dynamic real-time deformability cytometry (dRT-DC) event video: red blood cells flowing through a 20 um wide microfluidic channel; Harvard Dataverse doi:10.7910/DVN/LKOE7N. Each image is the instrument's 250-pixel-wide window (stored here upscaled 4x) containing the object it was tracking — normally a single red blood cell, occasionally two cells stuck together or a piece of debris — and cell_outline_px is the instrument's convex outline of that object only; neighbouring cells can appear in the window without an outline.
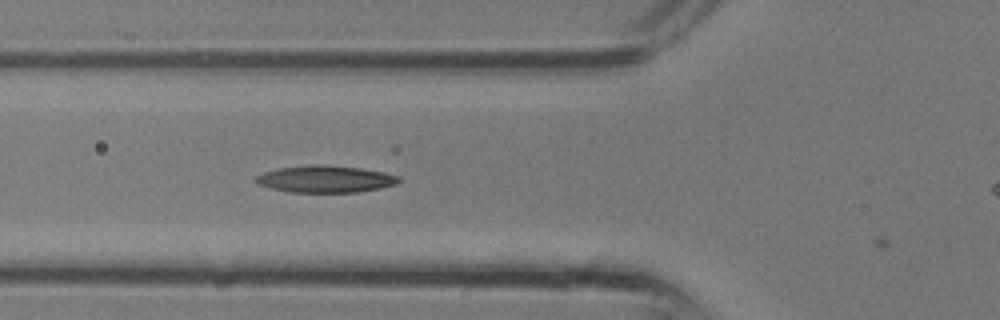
{"species": "common noctule bat (a hibernating species)", "species_latin": "Nyctalus noctula", "temperature_condition": "room temperature", "stored_images_in_passage": 4, "camera_frame_rate_fps": 3000, "um_per_image_px": 0.085, "animal": {"sex": "male", "body_mass_g": 13.3}, "frame": {"image": 1, "passage_image": 3, "time_ms": 0.667, "image_size_px": [1000, 320], "cell_outline_px": [[400, 180], [396, 184], [380, 188], [356, 192], [288, 192], [256, 184], [252, 180], [256, 176], [264, 172], [280, 168], [312, 164], [324, 164], [364, 168], [384, 172], [400, 176]], "centroid_in_image_um": [27.65, 15.21], "position_along_channel_um": 98.2, "area_um2": 22.66}}